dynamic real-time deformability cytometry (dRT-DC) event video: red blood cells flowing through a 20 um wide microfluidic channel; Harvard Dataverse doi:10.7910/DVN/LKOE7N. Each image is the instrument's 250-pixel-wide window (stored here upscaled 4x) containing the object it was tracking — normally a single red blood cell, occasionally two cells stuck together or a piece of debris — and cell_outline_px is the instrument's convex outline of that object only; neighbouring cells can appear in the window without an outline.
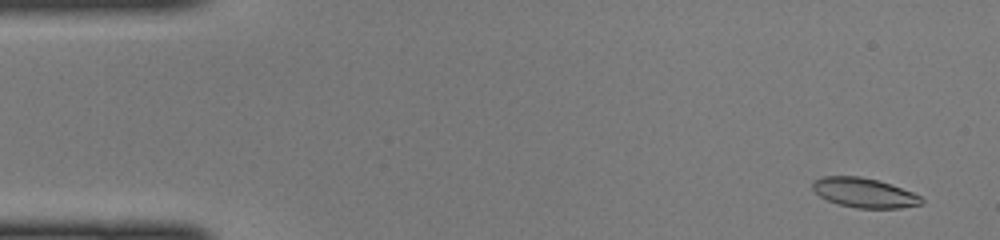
{"species": "common noctule bat (a hibernating species)", "species_latin": "Nyctalus noctula", "temperature_condition": "cold", "stored_images_in_passage": 47, "camera_frame_rate_fps": 3000, "um_per_image_px": 0.085, "animal": {"sex": "female", "body_mass_g": 22.0, "forearm_length_mm": 56.7}, "frame": {"image": 1, "passage_image": 3, "time_ms": 0.667, "image_size_px": [1000, 240], "cell_outline_px": [[924, 200], [920, 204], [900, 208], [856, 208], [840, 204], [828, 200], [820, 196], [812, 188], [812, 180], [824, 176], [860, 176], [892, 184], [912, 192], [920, 196]], "centroid_in_image_um": [73.44, 16.38], "position_along_channel_um": 11.6, "area_um2": 18.67}}
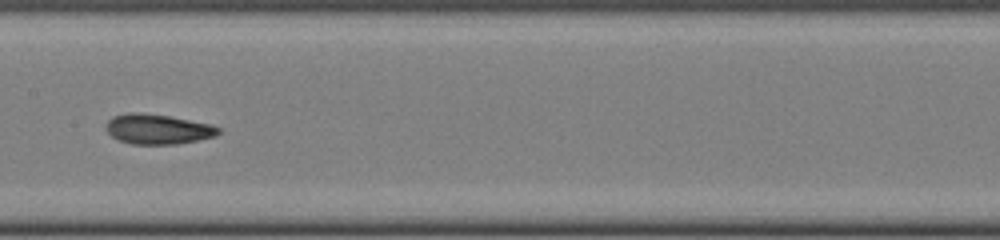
{"frame": {"image": 2, "passage_image": 24, "time_ms": 7.667, "image_size_px": [1000, 240], "cell_outline_px": [[220, 132], [216, 136], [176, 144], [132, 144], [116, 140], [104, 128], [104, 124], [112, 116], [128, 112], [140, 112], [168, 116], [212, 124], [220, 128]], "centroid_in_image_um": [13.36, 10.97], "position_along_channel_um": 194.0, "area_um2": 19.83}}
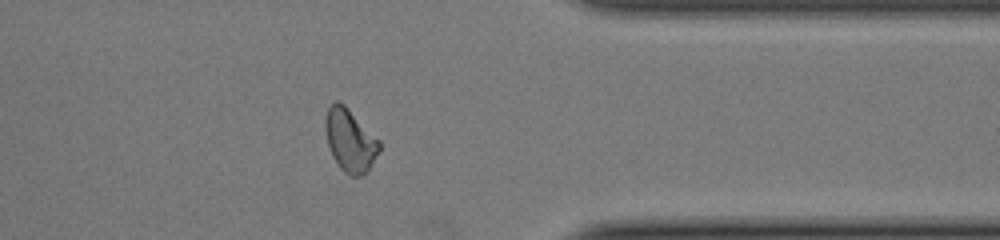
{"frame": {"image": 3, "passage_image": 38, "time_ms": 12.333, "image_size_px": [1000, 240], "cell_outline_px": [[380, 148], [368, 172], [360, 176], [348, 176], [340, 168], [332, 156], [328, 144], [324, 128], [324, 120], [328, 108], [336, 100], [344, 104], [380, 140]], "centroid_in_image_um": [29.75, 11.94], "position_along_channel_um": 381.7, "area_um2": 19.83}}